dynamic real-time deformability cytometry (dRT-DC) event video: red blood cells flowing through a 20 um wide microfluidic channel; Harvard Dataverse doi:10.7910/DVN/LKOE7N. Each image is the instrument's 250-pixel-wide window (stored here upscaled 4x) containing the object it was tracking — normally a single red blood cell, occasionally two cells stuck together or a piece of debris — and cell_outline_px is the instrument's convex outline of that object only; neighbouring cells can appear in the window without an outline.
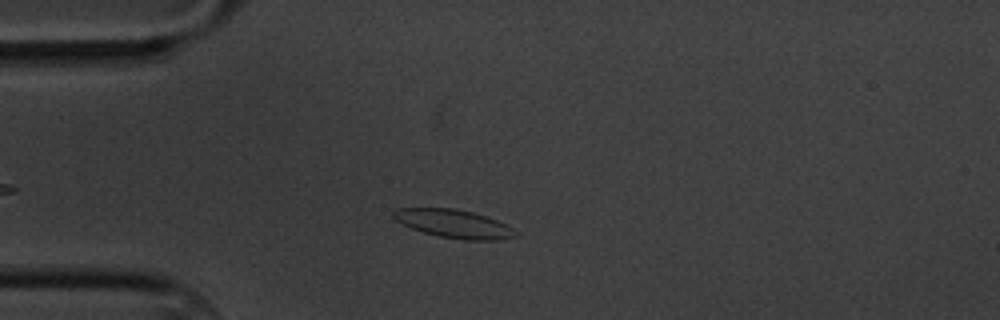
{"species": "common noctule bat (a hibernating species)", "species_latin": "Nyctalus noctula", "temperature_condition": "cold", "stored_images_in_passage": 47, "camera_frame_rate_fps": 3000, "um_per_image_px": 0.085, "animal": {"sex": "male", "body_mass_g": 20.1, "forearm_length_mm": 53.5}, "frame": {"image": 1, "passage_image": 10, "time_ms": 3.0, "image_size_px": [1000, 320], "cell_outline_px": [[516, 236], [500, 240], [464, 240], [440, 236], [424, 232], [412, 228], [396, 220], [392, 216], [392, 212], [396, 208], [456, 208], [472, 212], [496, 220], [512, 228], [516, 232]], "centroid_in_image_um": [38.56, 19.01], "position_along_channel_um": 46.4, "area_um2": 19.88}}
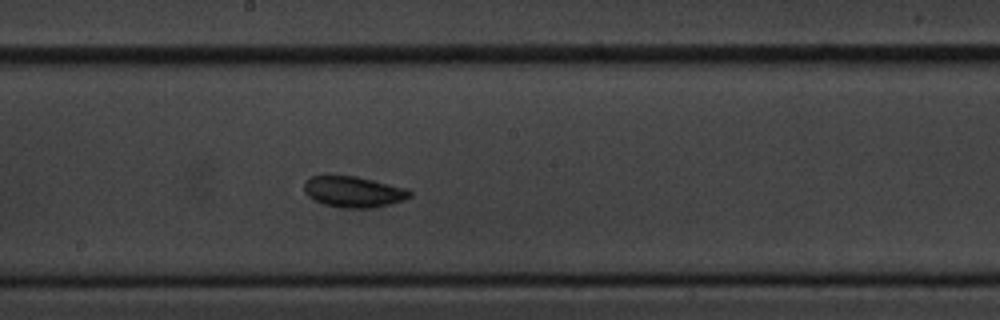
{"frame": {"image": 2, "passage_image": 27, "time_ms": 8.667, "image_size_px": [1000, 320], "cell_outline_px": [[412, 196], [404, 200], [372, 208], [340, 208], [324, 204], [312, 200], [304, 192], [304, 180], [312, 176], [356, 176], [408, 188], [412, 192]], "centroid_in_image_um": [30.04, 16.31], "position_along_channel_um": 218.2, "area_um2": 19.25}}
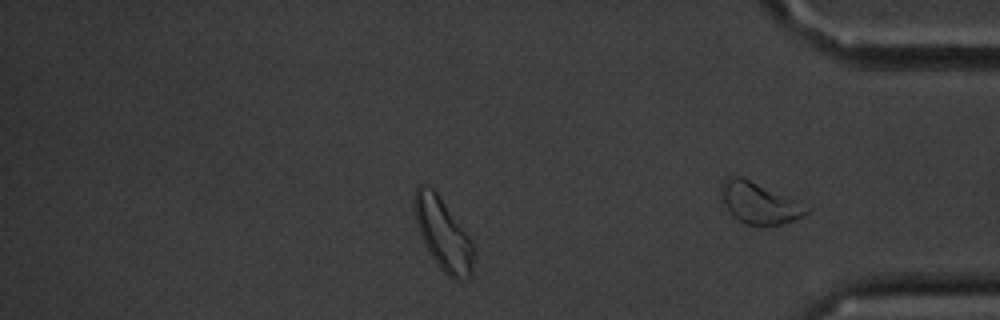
{"frame": {"image": 3, "passage_image": 41, "time_ms": 13.333, "image_size_px": [1000, 320], "cell_outline_px": [[476, 252], [472, 272], [468, 280], [456, 280], [448, 276], [440, 268], [428, 252], [420, 236], [416, 224], [412, 200], [416, 188], [420, 184], [428, 184], [436, 192], [472, 240]], "centroid_in_image_um": [37.66, 19.92], "position_along_channel_um": 397.5, "area_um2": 25.26}, "authors_computed_cell_mechanics": {"area_um2": 19.074, "velocity_mm_per_s": 3.2998, "shape_relaxation_time_tau1_ms": 3.1199, "shape_relaxation_time_tau2_ms": 1.4719, "deformation_change_tau1": 0.0924, "deformation_change_tau2": 0.049}}